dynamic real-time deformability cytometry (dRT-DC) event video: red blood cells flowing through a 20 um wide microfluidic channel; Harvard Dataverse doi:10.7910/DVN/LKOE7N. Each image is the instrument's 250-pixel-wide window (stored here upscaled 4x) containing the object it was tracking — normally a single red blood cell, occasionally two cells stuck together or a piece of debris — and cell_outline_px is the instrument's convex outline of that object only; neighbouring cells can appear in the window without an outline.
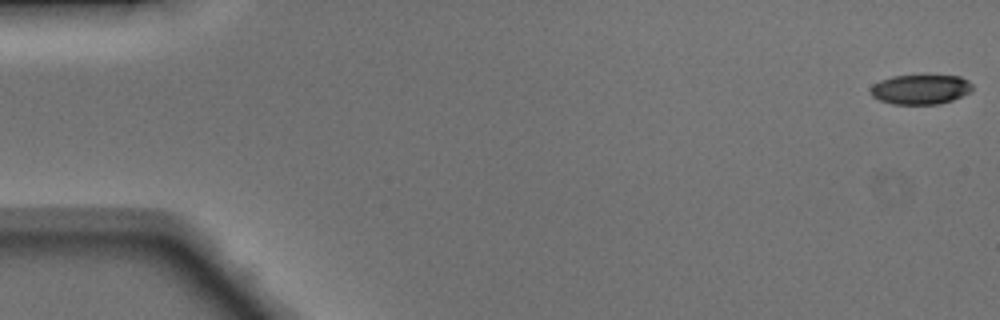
{"species": "Egyptian fruit bat (a non-hibernating species)", "species_latin": "Rousettus aegyptiacus", "temperature_condition": "warm", "stored_images_in_passage": 13, "camera_frame_rate_fps": 3000, "um_per_image_px": 0.085, "animal": {"sex": "male"}, "frame": {"image": 1, "passage_image": 1, "time_ms": 0.0, "image_size_px": [1000, 320], "cell_outline_px": [[972, 88], [968, 92], [952, 100], [940, 104], [892, 104], [880, 100], [872, 96], [868, 92], [872, 84], [880, 80], [892, 76], [960, 76], [968, 80], [972, 84]], "centroid_in_image_um": [78.19, 7.6], "position_along_channel_um": 6.8, "area_um2": 17.57}}
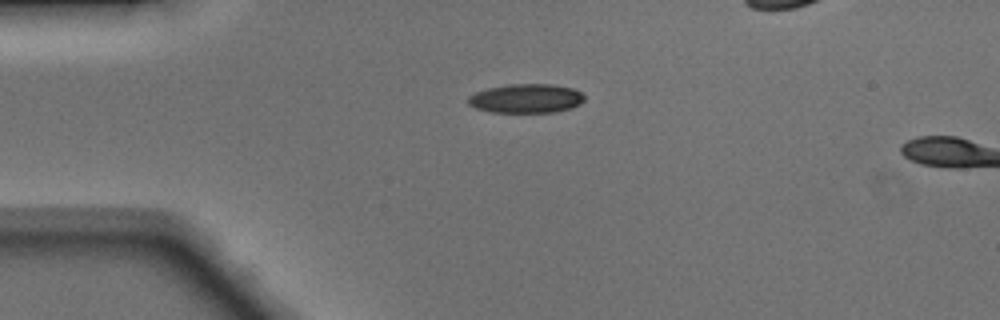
{"frame": {"image": 2, "passage_image": 12, "time_ms": 3.667, "image_size_px": [1000, 320], "cell_outline_px": [[584, 100], [580, 104], [572, 108], [556, 112], [492, 112], [476, 108], [468, 104], [468, 96], [476, 92], [488, 88], [512, 84], [552, 84], [572, 88], [580, 92], [584, 96]], "centroid_in_image_um": [44.74, 8.37], "position_along_channel_um": 40.3, "area_um2": 19.65}}